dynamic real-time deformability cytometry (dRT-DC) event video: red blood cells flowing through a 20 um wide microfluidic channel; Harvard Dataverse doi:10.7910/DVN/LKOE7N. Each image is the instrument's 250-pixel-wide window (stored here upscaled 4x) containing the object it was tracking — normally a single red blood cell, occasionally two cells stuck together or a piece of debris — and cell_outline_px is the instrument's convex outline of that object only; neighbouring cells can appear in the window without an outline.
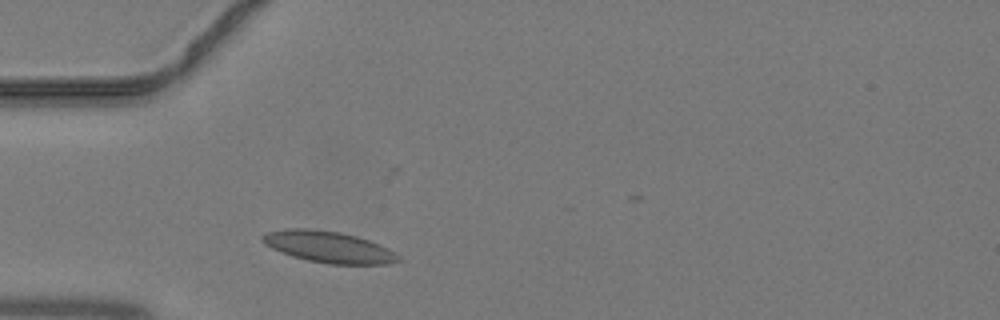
{"species": "common noctule bat (a hibernating species)", "species_latin": "Nyctalus noctula", "temperature_condition": "warm", "stored_images_in_passage": 20, "camera_frame_rate_fps": 3000, "um_per_image_px": 0.085, "animal": {"sex": "male", "body_mass_g": 19.2, "forearm_length_mm": 51.8}, "frame": {"image": 1, "passage_image": 1, "time_ms": 0.0, "image_size_px": [1000, 320], "cell_outline_px": [[404, 260], [388, 264], [328, 264], [308, 260], [292, 256], [280, 252], [272, 248], [260, 236], [264, 232], [284, 228], [308, 228], [340, 232], [356, 236], [380, 244], [388, 248], [400, 256]], "centroid_in_image_um": [27.95, 20.99], "position_along_channel_um": 57.0, "area_um2": 24.97}}
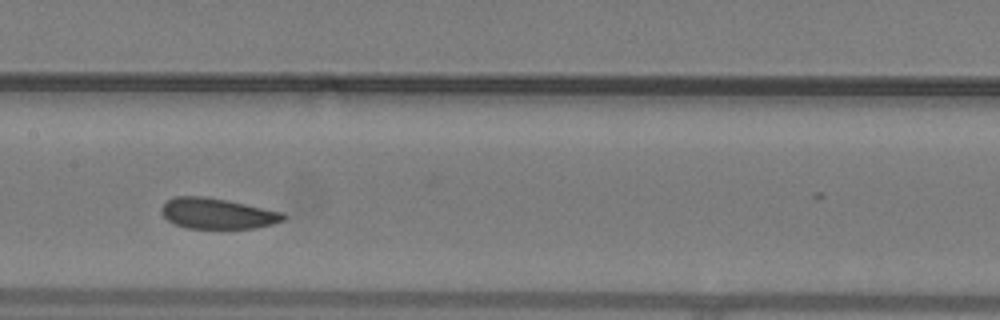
{"frame": {"image": 2, "passage_image": 10, "time_ms": 3.0, "image_size_px": [1000, 320], "cell_outline_px": [[288, 216], [284, 220], [272, 224], [256, 228], [188, 228], [176, 224], [168, 220], [160, 212], [160, 208], [168, 200], [176, 196], [204, 196], [228, 200], [284, 212]], "centroid_in_image_um": [18.51, 18.14], "position_along_channel_um": 188.9, "area_um2": 21.85}}
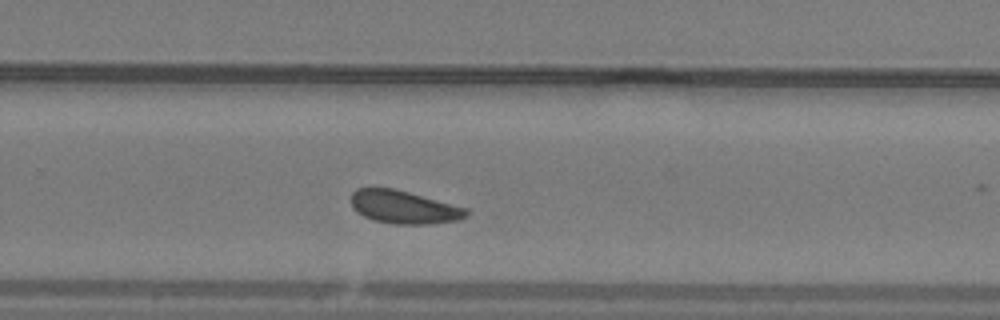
{"frame": {"image": 3, "passage_image": 17, "time_ms": 5.333, "image_size_px": [1000, 320], "cell_outline_px": [[468, 216], [460, 220], [432, 224], [396, 224], [372, 220], [356, 212], [352, 208], [352, 192], [356, 188], [396, 188], [468, 208]], "centroid_in_image_um": [34.35, 17.61], "position_along_channel_um": 295.4, "area_um2": 22.48}}